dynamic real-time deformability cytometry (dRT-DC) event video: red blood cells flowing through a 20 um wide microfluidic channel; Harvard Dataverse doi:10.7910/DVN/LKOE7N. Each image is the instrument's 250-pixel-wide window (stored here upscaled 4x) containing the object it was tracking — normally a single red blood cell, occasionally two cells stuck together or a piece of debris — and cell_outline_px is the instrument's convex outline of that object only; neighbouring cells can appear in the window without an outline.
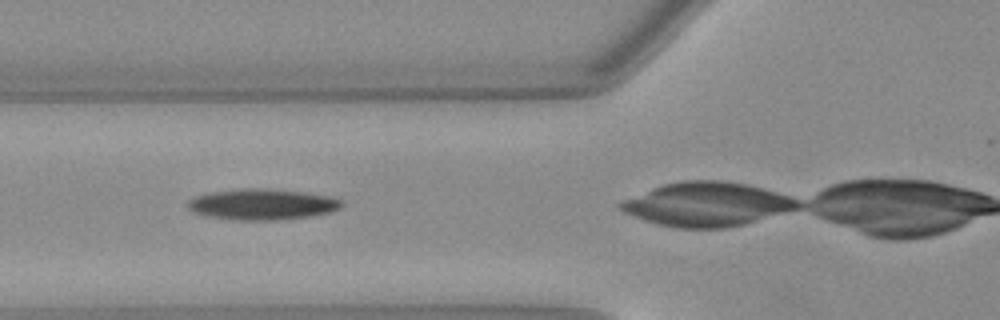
{"species": "Egyptian fruit bat (a non-hibernating species)", "species_latin": "Rousettus aegyptiacus", "temperature_condition": "warm", "stored_images_in_passage": 35, "camera_frame_rate_fps": 3000, "um_per_image_px": 0.085, "animal": {"sex": "female"}, "frame": {"image": 1, "passage_image": 14, "time_ms": 4.333, "image_size_px": [1000, 320], "cell_outline_px": [[344, 204], [340, 208], [328, 212], [308, 216], [280, 220], [232, 220], [208, 216], [196, 212], [188, 208], [188, 200], [192, 196], [208, 192], [240, 188], [260, 188], [304, 192], [328, 196], [340, 200]], "centroid_in_image_um": [22.23, 17.36], "position_along_channel_um": 103.6, "area_um2": 27.69}}
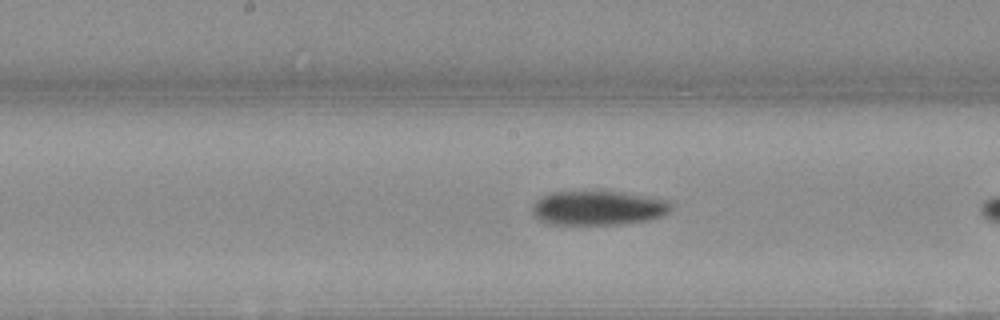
{"frame": {"image": 2, "passage_image": 21, "time_ms": 6.667, "image_size_px": [1000, 320], "cell_outline_px": [[672, 208], [668, 212], [660, 216], [644, 220], [616, 224], [556, 224], [540, 220], [532, 212], [532, 204], [540, 196], [548, 192], [600, 188], [644, 196], [664, 200]], "centroid_in_image_um": [50.73, 17.61], "position_along_channel_um": 197.5, "area_um2": 28.21}}
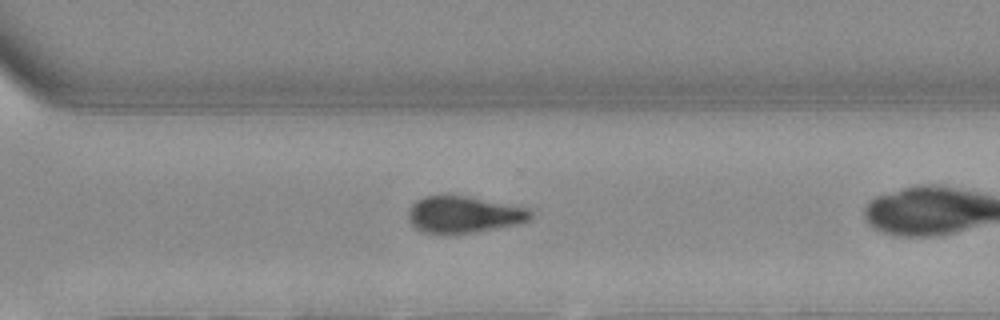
{"frame": {"image": 3, "passage_image": 31, "time_ms": 10.0, "image_size_px": [1000, 320], "cell_outline_px": [[532, 216], [528, 220], [516, 224], [472, 232], [424, 232], [416, 228], [408, 220], [408, 208], [416, 200], [424, 196], [436, 192], [448, 192], [528, 208], [532, 212]], "centroid_in_image_um": [39.35, 18.16], "position_along_channel_um": 331.3, "area_um2": 26.36}}